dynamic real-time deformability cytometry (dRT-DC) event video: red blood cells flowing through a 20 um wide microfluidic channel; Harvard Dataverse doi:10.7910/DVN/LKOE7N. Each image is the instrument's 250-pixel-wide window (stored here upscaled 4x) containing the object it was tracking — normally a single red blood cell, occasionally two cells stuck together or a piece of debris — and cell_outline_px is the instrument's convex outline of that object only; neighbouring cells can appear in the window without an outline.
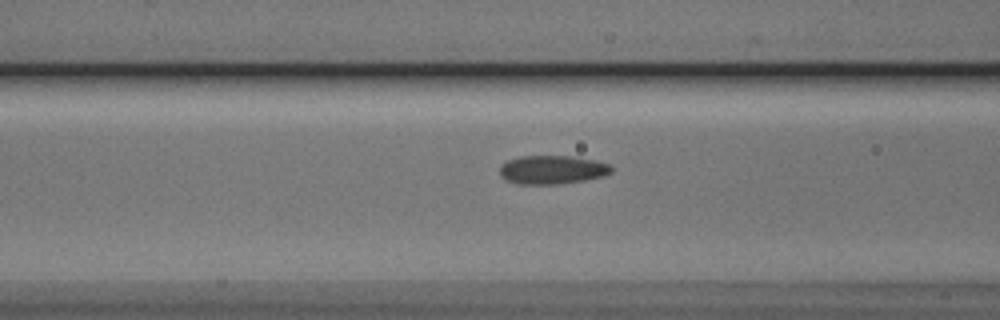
{"species": "Egyptian fruit bat (a non-hibernating species)", "species_latin": "Rousettus aegyptiacus", "temperature_condition": "cold", "stored_images_in_passage": 32, "camera_frame_rate_fps": 3000, "um_per_image_px": 0.085, "animal": {"sex": "male"}, "frame": {"image": 1, "passage_image": 7, "time_ms": 2.0, "image_size_px": [1000, 320], "cell_outline_px": [[612, 172], [604, 176], [584, 180], [556, 184], [516, 184], [504, 180], [500, 176], [500, 164], [508, 160], [520, 156], [572, 156], [596, 160], [608, 164], [612, 168]], "centroid_in_image_um": [46.9, 14.43], "position_along_channel_um": 119.7, "area_um2": 18.79}}
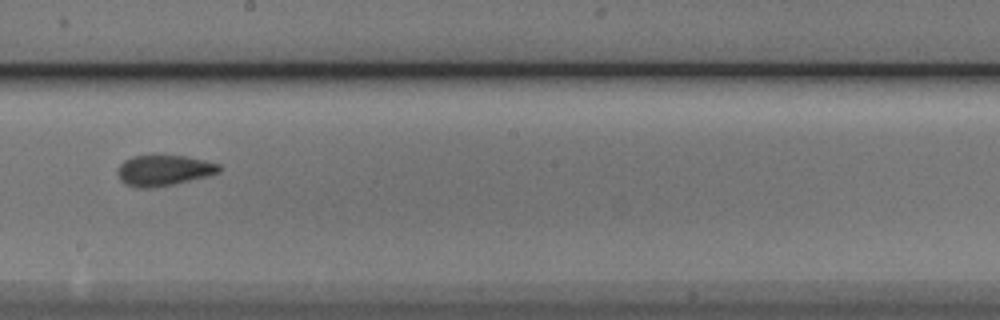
{"frame": {"image": 2, "passage_image": 16, "time_ms": 5.0, "image_size_px": [1000, 320], "cell_outline_px": [[224, 168], [220, 172], [208, 176], [176, 184], [152, 188], [136, 188], [120, 180], [120, 164], [124, 160], [132, 156], [156, 152], [188, 156], [220, 164]], "centroid_in_image_um": [13.98, 14.43], "position_along_channel_um": 234.2, "area_um2": 18.96}}
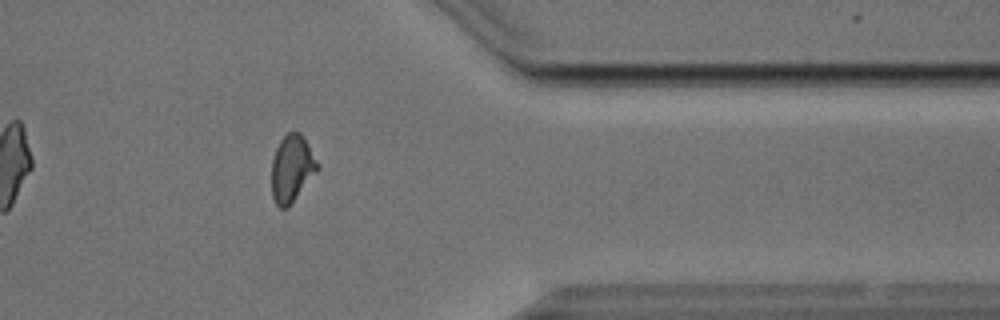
{"frame": {"image": 3, "passage_image": 29, "time_ms": 9.333, "image_size_px": [1000, 320], "cell_outline_px": [[320, 168], [288, 208], [280, 208], [276, 204], [272, 196], [272, 160], [276, 148], [280, 140], [288, 132], [300, 132], [304, 136], [320, 164]], "centroid_in_image_um": [24.83, 14.31], "position_along_channel_um": 386.6, "area_um2": 18.09}}